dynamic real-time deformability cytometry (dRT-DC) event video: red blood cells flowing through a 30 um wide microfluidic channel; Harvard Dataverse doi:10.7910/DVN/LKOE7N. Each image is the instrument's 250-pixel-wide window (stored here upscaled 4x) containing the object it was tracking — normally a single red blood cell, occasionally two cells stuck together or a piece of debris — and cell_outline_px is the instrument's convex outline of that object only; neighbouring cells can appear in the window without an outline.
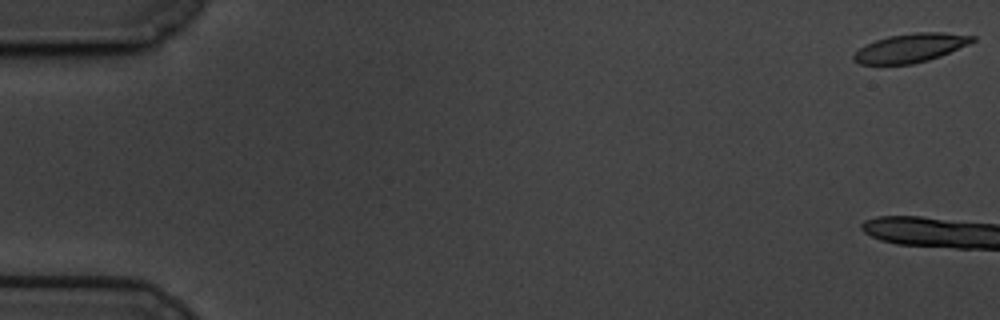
{"species": "common noctule bat (a hibernating species)", "species_latin": "Nyctalus noctula", "temperature_condition": "cold", "stored_images_in_passage": 12, "camera_frame_rate_fps": 3000, "um_per_image_px": 0.085, "animal": {"sex": "male", "body_mass_g": 19.5, "forearm_length_mm": 54.6}, "frame": {"image": 1, "passage_image": 1, "time_ms": 0.0, "image_size_px": [1000, 320], "cell_outline_px": [[976, 40], [968, 44], [940, 56], [928, 60], [912, 64], [860, 64], [852, 60], [852, 56], [864, 44], [888, 36], [916, 32], [944, 32], [976, 36]], "centroid_in_image_um": [77.38, 4.07], "position_along_channel_um": 7.6, "area_um2": 19.88}}